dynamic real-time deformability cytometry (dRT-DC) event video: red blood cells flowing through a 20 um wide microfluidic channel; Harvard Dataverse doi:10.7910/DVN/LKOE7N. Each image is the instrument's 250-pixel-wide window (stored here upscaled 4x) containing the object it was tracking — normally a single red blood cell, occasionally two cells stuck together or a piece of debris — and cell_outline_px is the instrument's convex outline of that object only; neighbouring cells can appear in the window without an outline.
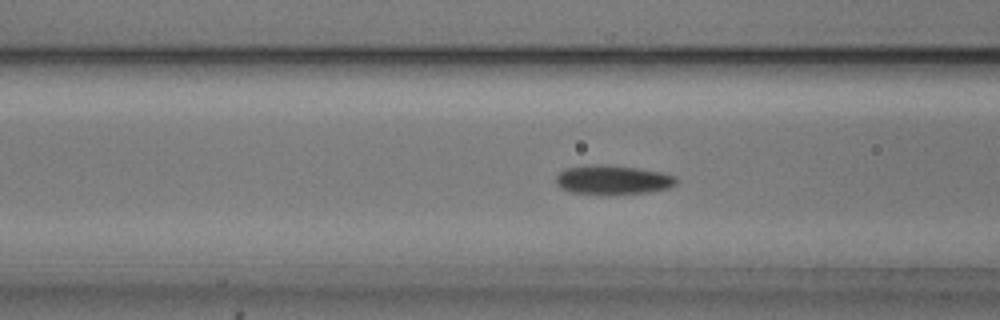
{"species": "common noctule bat (a hibernating species)", "species_latin": "Nyctalus noctula", "temperature_condition": "cold", "stored_images_in_passage": 46, "camera_frame_rate_fps": 3000, "um_per_image_px": 0.085, "animal": {"sex": "male", "body_mass_g": 20.5, "forearm_length_mm": 52.5}, "frame": {"image": 1, "passage_image": 16, "time_ms": 5.0, "image_size_px": [1000, 320], "cell_outline_px": [[676, 184], [668, 188], [648, 192], [572, 192], [560, 188], [556, 184], [556, 176], [564, 168], [604, 164], [608, 164], [636, 168], [660, 172], [676, 176]], "centroid_in_image_um": [52.08, 15.25], "position_along_channel_um": 114.5, "area_um2": 19.65}}
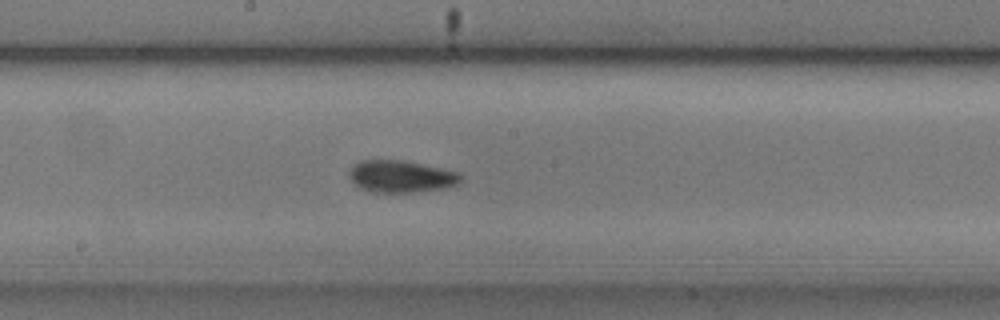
{"frame": {"image": 2, "passage_image": 24, "time_ms": 7.667, "image_size_px": [1000, 320], "cell_outline_px": [[460, 180], [456, 184], [444, 188], [420, 192], [368, 192], [360, 188], [348, 176], [352, 168], [360, 160], [404, 160], [440, 168], [456, 172], [460, 176]], "centroid_in_image_um": [34.05, 15.01], "position_along_channel_um": 214.1, "area_um2": 20.58}}
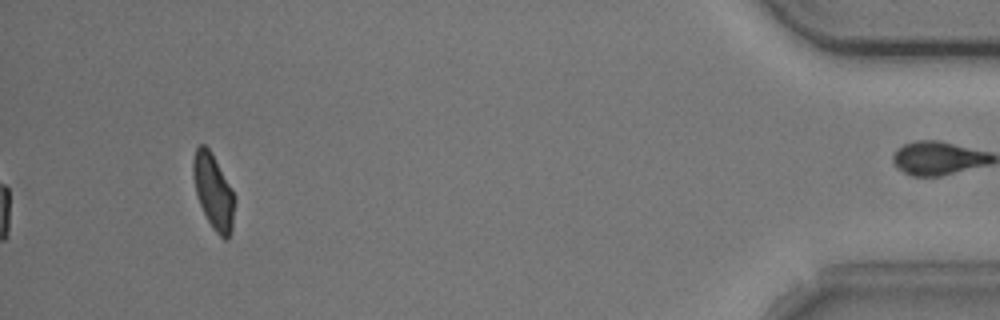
{"frame": {"image": 3, "passage_image": 46, "time_ms": 15.0, "image_size_px": [1000, 320], "cell_outline_px": [[236, 200], [232, 228], [228, 240], [224, 240], [212, 228], [200, 204], [196, 192], [192, 172], [192, 160], [196, 148], [200, 144], [204, 144], [208, 148], [236, 196]], "centroid_in_image_um": [18.15, 16.31], "position_along_channel_um": 417.0, "area_um2": 18.03}, "authors_computed_cell_mechanics": {"area_um2": 19.7387, "velocity_mm_per_s": 3.7271, "shape_relaxation_time_tau1_ms": 3.5519, "shape_relaxation_time_tau2_ms": 2.0849, "deformation_change_tau1": 0.1293, "deformation_change_tau2": 0.0744}}